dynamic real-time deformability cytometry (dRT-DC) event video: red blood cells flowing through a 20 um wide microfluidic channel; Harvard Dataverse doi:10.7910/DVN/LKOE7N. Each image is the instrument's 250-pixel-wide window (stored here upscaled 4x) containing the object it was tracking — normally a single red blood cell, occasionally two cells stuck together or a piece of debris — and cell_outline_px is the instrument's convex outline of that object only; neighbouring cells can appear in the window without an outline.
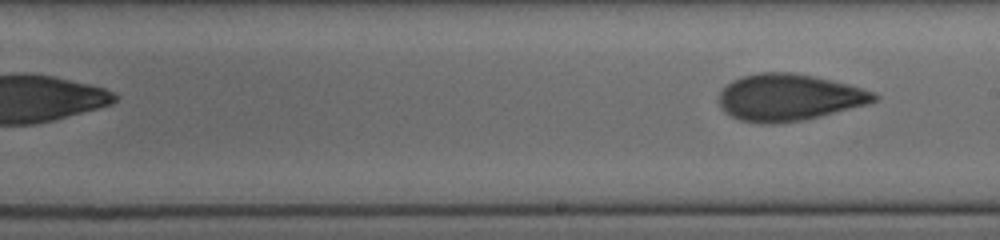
{"species": "human", "species_latin": "Homo sapiens", "temperature_condition": "cold", "stored_images_in_passage": 18, "segment_of_instrument_passage": [2, 2], "camera_frame_rate_fps": 3000, "um_per_image_px": 0.085, "donor": {"sex": "female"}, "frame": {"image": 1, "passage_image": 18, "time_ms": 5.667, "image_size_px": [1000, 240], "cell_outline_px": [[880, 96], [876, 100], [868, 104], [800, 120], [772, 124], [764, 124], [740, 120], [724, 112], [720, 108], [720, 92], [732, 80], [744, 76], [760, 72], [792, 72], [832, 80], [848, 84], [876, 92]], "centroid_in_image_um": [67.06, 8.27], "position_along_channel_um": 221.9, "area_um2": 41.96}}